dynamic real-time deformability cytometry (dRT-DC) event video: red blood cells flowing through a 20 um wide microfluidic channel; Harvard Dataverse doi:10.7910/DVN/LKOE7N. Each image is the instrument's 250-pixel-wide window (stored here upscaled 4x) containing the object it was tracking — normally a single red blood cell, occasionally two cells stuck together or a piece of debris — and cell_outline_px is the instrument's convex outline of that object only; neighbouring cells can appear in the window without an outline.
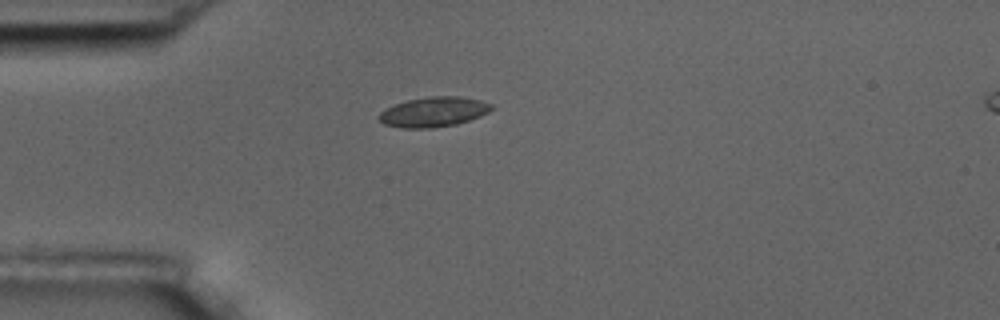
{"species": "common noctule bat (a hibernating species)", "species_latin": "Nyctalus noctula", "temperature_condition": "room temperature", "stored_images_in_passage": 1, "camera_frame_rate_fps": 3000, "um_per_image_px": 0.085, "animal": {"sex": "male", "body_mass_g": 17.5, "forearm_length_mm": 52.3}, "frame": {"image": 1, "passage_image": 1, "time_ms": 0.0, "image_size_px": [1000, 320], "cell_outline_px": [[492, 108], [488, 112], [480, 116], [456, 124], [432, 128], [404, 128], [384, 124], [376, 116], [384, 108], [408, 100], [428, 96], [460, 96], [480, 100], [492, 104]], "centroid_in_image_um": [36.83, 9.51], "position_along_channel_um": 48.2, "area_um2": 19.59}}